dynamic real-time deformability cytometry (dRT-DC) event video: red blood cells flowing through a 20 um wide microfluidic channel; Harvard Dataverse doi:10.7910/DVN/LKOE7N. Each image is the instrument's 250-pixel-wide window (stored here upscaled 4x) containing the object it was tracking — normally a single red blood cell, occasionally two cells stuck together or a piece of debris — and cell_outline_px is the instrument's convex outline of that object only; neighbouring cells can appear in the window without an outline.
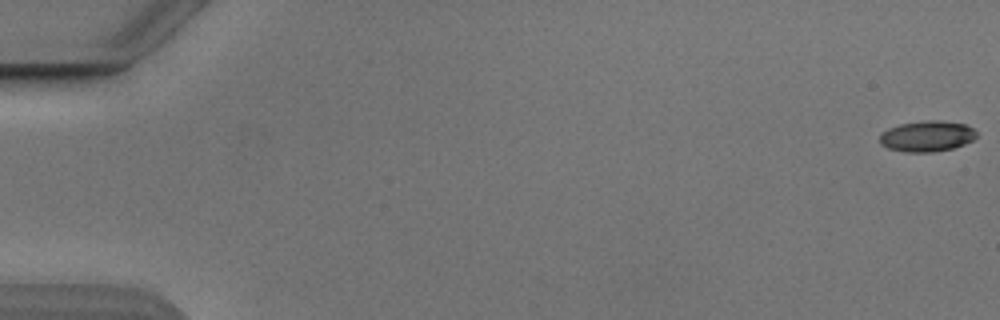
{"species": "Egyptian fruit bat (a non-hibernating species)", "species_latin": "Rousettus aegyptiacus", "temperature_condition": "cold", "stored_images_in_passage": 14, "camera_frame_rate_fps": 3000, "um_per_image_px": 0.085, "animal": {"sex": "male"}, "frame": {"image": 1, "passage_image": 1, "time_ms": 0.0, "image_size_px": [1000, 320], "cell_outline_px": [[976, 136], [972, 140], [964, 144], [952, 148], [932, 152], [908, 152], [888, 148], [880, 144], [880, 132], [888, 128], [900, 124], [924, 120], [940, 120], [964, 124], [972, 128], [976, 132]], "centroid_in_image_um": [78.76, 11.57], "position_along_channel_um": 6.2, "area_um2": 17.34}}
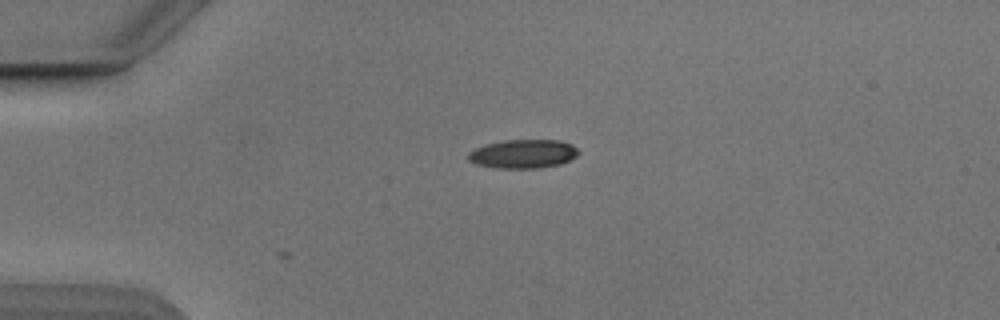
{"frame": {"image": 2, "passage_image": 14, "time_ms": 4.333, "image_size_px": [1000, 320], "cell_outline_px": [[580, 152], [576, 156], [560, 164], [536, 168], [496, 168], [476, 164], [468, 160], [468, 152], [484, 144], [504, 140], [560, 140], [572, 144]], "centroid_in_image_um": [44.45, 13.07], "position_along_channel_um": 40.6, "area_um2": 18.5}}